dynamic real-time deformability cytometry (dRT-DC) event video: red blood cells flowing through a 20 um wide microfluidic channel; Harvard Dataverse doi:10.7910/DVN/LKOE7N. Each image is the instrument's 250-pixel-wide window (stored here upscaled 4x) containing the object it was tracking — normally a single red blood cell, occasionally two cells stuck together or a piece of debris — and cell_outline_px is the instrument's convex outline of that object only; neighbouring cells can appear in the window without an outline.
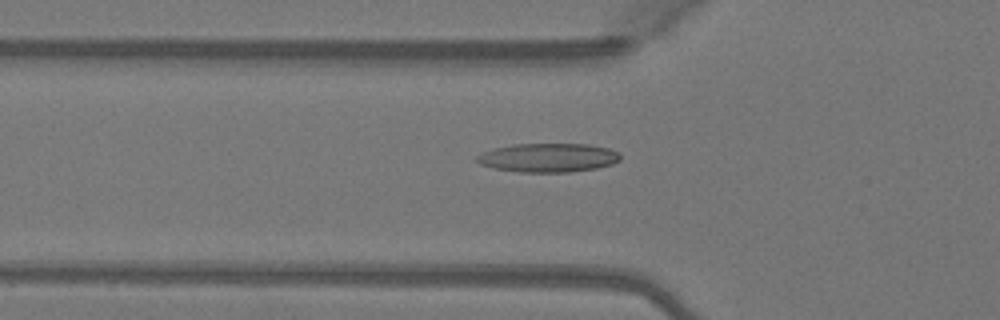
{"species": "Egyptian fruit bat (a non-hibernating species)", "species_latin": "Rousettus aegyptiacus", "temperature_condition": "warm", "stored_images_in_passage": 38, "camera_frame_rate_fps": 3000, "um_per_image_px": 0.085, "animal": {"sex": "female"}, "frame": {"image": 1, "passage_image": 9, "time_ms": 2.667, "image_size_px": [1000, 320], "cell_outline_px": [[620, 160], [612, 164], [596, 168], [568, 172], [520, 172], [492, 168], [480, 164], [476, 160], [476, 156], [484, 152], [496, 148], [512, 144], [588, 144], [608, 148], [616, 152], [620, 156]], "centroid_in_image_um": [46.58, 13.4], "position_along_channel_um": 79.2, "area_um2": 23.99}}
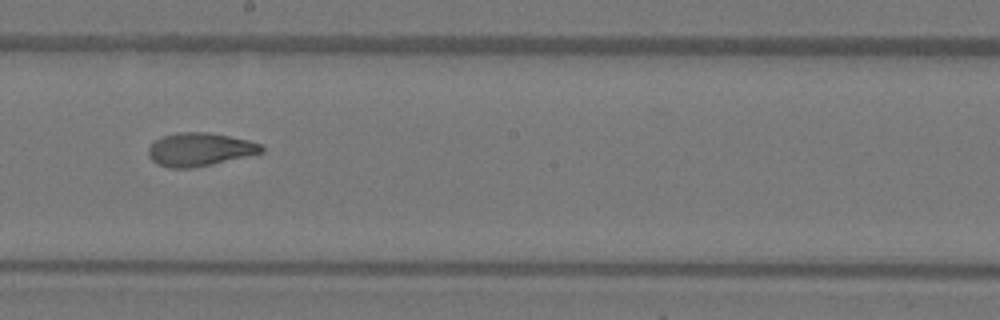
{"frame": {"image": 2, "passage_image": 20, "time_ms": 6.333, "image_size_px": [1000, 320], "cell_outline_px": [[264, 152], [212, 164], [192, 168], [168, 168], [156, 164], [148, 156], [148, 148], [156, 140], [164, 136], [176, 132], [208, 132], [248, 140], [260, 144], [264, 148]], "centroid_in_image_um": [16.95, 12.71], "position_along_channel_um": 231.2, "area_um2": 21.85}}
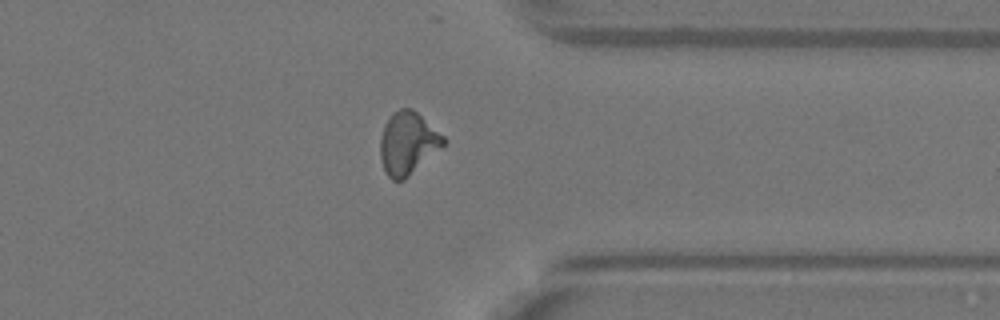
{"frame": {"image": 3, "passage_image": 31, "time_ms": 10.0, "image_size_px": [1000, 320], "cell_outline_px": [[448, 140], [444, 144], [404, 180], [392, 180], [384, 172], [380, 156], [380, 140], [384, 124], [392, 112], [400, 108], [412, 108], [444, 136]], "centroid_in_image_um": [34.63, 12.16], "position_along_channel_um": 376.8, "area_um2": 22.89}}